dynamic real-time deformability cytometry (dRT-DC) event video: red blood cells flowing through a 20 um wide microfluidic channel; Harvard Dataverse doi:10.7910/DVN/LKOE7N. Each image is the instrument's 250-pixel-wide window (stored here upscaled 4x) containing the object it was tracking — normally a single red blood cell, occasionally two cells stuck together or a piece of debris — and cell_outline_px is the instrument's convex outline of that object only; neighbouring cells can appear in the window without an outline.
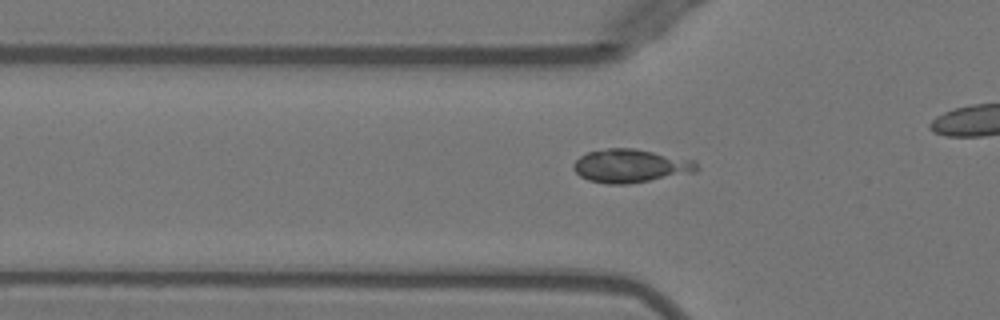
{"species": "Egyptian fruit bat (a non-hibernating species)", "species_latin": "Rousettus aegyptiacus", "temperature_condition": "warm", "stored_images_in_passage": 36, "camera_frame_rate_fps": 3000, "um_per_image_px": 0.085, "animal": {"sex": "female"}, "frame": {"image": 1, "passage_image": 11, "time_ms": 3.333, "image_size_px": [1000, 320], "cell_outline_px": [[700, 168], [696, 172], [628, 184], [608, 184], [588, 180], [580, 176], [572, 168], [572, 164], [580, 156], [588, 152], [608, 148], [632, 148], [696, 160]], "centroid_in_image_um": [53.61, 14.1], "position_along_channel_um": 72.2, "area_um2": 24.04}}
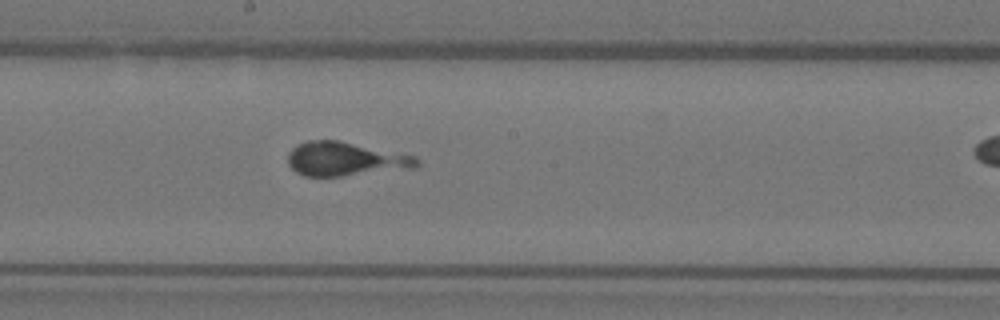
{"frame": {"image": 2, "passage_image": 22, "time_ms": 7.0, "image_size_px": [1000, 320], "cell_outline_px": [[420, 164], [416, 168], [340, 176], [304, 176], [296, 172], [288, 164], [288, 152], [296, 144], [308, 140], [336, 140], [416, 156], [420, 160]], "centroid_in_image_um": [29.35, 13.52], "position_along_channel_um": 218.9, "area_um2": 25.49}}
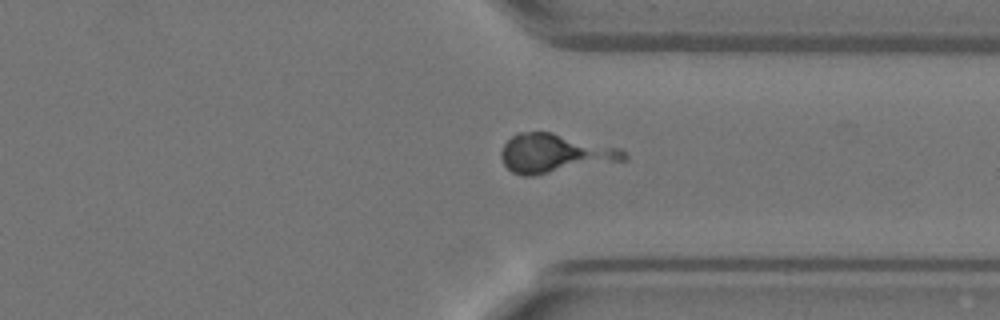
{"frame": {"image": 3, "passage_image": 33, "time_ms": 10.667, "image_size_px": [1000, 320], "cell_outline_px": [[628, 160], [532, 176], [520, 176], [512, 172], [504, 164], [500, 156], [500, 152], [504, 144], [512, 136], [520, 132], [552, 132], [620, 148], [628, 152]], "centroid_in_image_um": [47.18, 13.05], "position_along_channel_um": 364.2, "area_um2": 28.09}}